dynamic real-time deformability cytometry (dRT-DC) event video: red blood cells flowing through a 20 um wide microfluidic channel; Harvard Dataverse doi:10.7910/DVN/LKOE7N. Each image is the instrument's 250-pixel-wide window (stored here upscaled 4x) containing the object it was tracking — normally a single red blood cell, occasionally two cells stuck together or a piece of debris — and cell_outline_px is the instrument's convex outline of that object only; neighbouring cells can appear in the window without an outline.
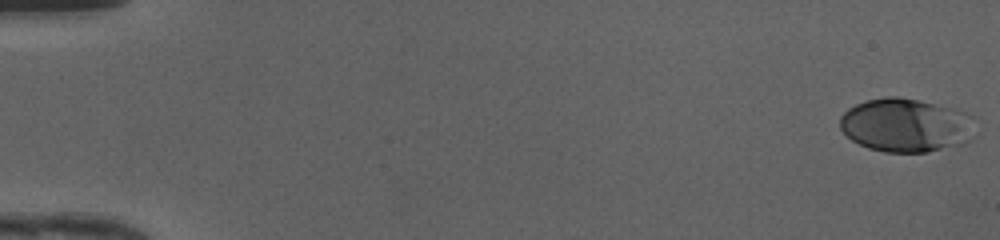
{"species": "human", "species_latin": "Homo sapiens", "temperature_condition": "cold", "stored_images_in_passage": 49, "camera_frame_rate_fps": 3000, "um_per_image_px": 0.085, "donor": {"sex": "female"}, "frame": {"image": 1, "passage_image": 1, "time_ms": 0.0, "image_size_px": [1000, 240], "cell_outline_px": [[976, 136], [972, 140], [964, 144], [924, 152], [884, 152], [868, 148], [852, 140], [840, 128], [840, 116], [848, 108], [856, 104], [868, 100], [884, 96], [896, 96], [956, 108], [972, 116]], "centroid_in_image_um": [77.04, 10.64], "position_along_channel_um": 8.0, "area_um2": 42.6}}
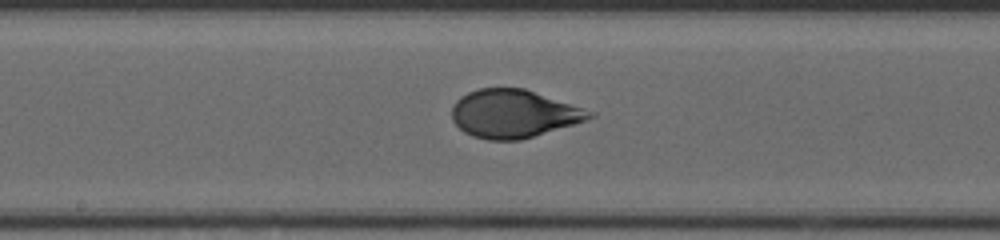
{"frame": {"image": 2, "passage_image": 27, "time_ms": 8.667, "image_size_px": [1000, 240], "cell_outline_px": [[596, 116], [588, 120], [520, 140], [488, 140], [472, 136], [464, 132], [452, 120], [452, 104], [460, 96], [468, 92], [480, 88], [524, 88], [596, 112]], "centroid_in_image_um": [43.66, 9.66], "position_along_channel_um": 204.5, "area_um2": 38.67}}
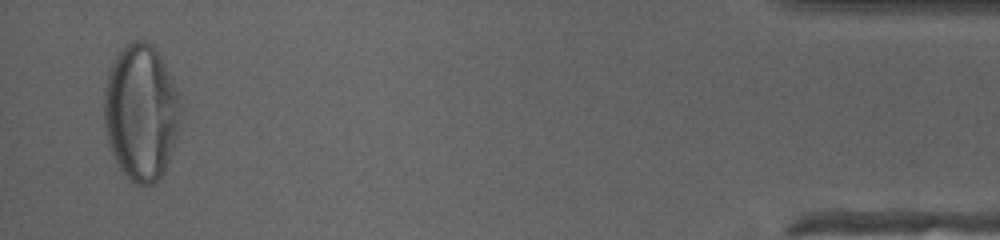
{"frame": {"image": 3, "passage_image": 48, "time_ms": 15.667, "image_size_px": [1000, 240], "cell_outline_px": [[184, 116], [176, 140], [168, 160], [160, 176], [152, 184], [136, 184], [120, 168], [112, 152], [108, 140], [104, 124], [104, 88], [108, 72], [116, 56], [132, 40], [144, 40], [152, 44], [160, 56], [164, 64], [184, 108]], "centroid_in_image_um": [12.01, 9.53], "position_along_channel_um": 423.2, "area_um2": 60.57}, "authors_computed_cell_mechanics": {"area_um2": 39.1306, "velocity_mm_per_s": 4.1895, "shape_relaxation_time_tau1_ms": 3.9942, "shape_relaxation_time_tau2_ms": null, "deformation_change_tau1": 0.1966, "deformation_change_tau2": null}}